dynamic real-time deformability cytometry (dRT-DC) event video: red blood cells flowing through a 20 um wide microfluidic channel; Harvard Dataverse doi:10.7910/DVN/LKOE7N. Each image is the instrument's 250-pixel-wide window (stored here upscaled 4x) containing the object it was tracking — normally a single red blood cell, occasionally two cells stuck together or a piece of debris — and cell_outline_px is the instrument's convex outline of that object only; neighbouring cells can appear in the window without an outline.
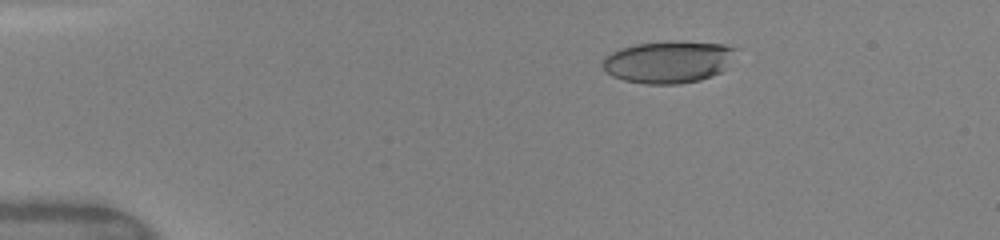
{"species": "human", "species_latin": "Homo sapiens", "temperature_condition": "warm", "stored_images_in_passage": 37, "camera_frame_rate_fps": 3000, "um_per_image_px": 0.085, "donor": {"sex": "female"}, "frame": {"image": 1, "passage_image": 4, "time_ms": 1.333, "image_size_px": [1000, 240], "cell_outline_px": [[736, 48], [724, 68], [720, 72], [712, 76], [700, 80], [680, 84], [644, 84], [624, 80], [612, 76], [600, 64], [604, 56], [620, 48], [636, 44], [724, 44]], "centroid_in_image_um": [56.72, 5.32], "position_along_channel_um": 28.3, "area_um2": 31.44}}
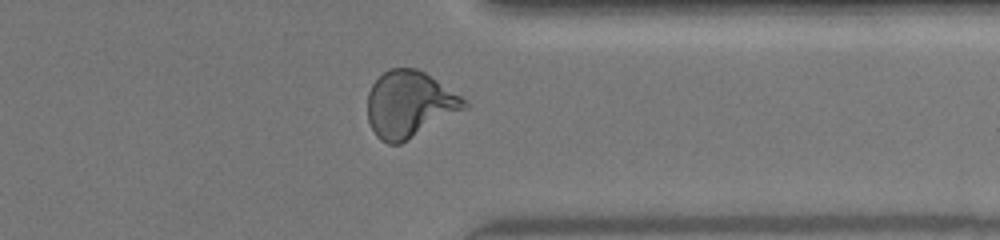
{"frame": {"image": 2, "passage_image": 27, "time_ms": 11.667, "image_size_px": [1000, 240], "cell_outline_px": [[468, 108], [408, 140], [400, 144], [388, 144], [380, 140], [376, 136], [368, 120], [368, 92], [372, 84], [388, 68], [416, 68], [424, 72], [460, 96], [468, 104]], "centroid_in_image_um": [34.79, 8.88], "position_along_channel_um": 376.6, "area_um2": 37.28}}
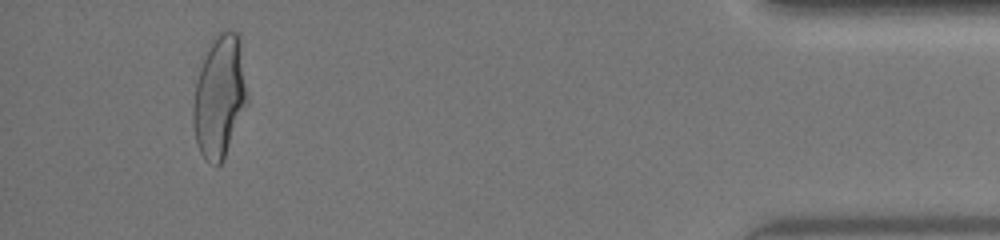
{"frame": {"image": 3, "passage_image": 34, "time_ms": 14.0, "image_size_px": [1000, 240], "cell_outline_px": [[248, 104], [224, 160], [216, 168], [204, 160], [200, 152], [196, 140], [192, 124], [192, 108], [196, 80], [200, 68], [212, 36], [216, 32], [224, 28], [236, 32], [240, 36], [248, 96]], "centroid_in_image_um": [18.67, 8.2], "position_along_channel_um": 416.5, "area_um2": 39.65}, "authors_computed_cell_mechanics": {"area_um2": 35.9516, "velocity_mm_per_s": 4.1145, "shape_relaxation_time_tau1_ms": 6.0752, "shape_relaxation_time_tau2_ms": null, "deformation_change_tau1": 0.217, "deformation_change_tau2": null}}